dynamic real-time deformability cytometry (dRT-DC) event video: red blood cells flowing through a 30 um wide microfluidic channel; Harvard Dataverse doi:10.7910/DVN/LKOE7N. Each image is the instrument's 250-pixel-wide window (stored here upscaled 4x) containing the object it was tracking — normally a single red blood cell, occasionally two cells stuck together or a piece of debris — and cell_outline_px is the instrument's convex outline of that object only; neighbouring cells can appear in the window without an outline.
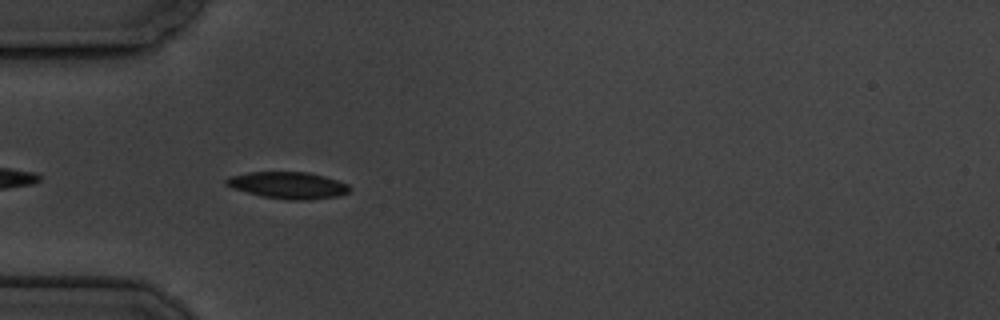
{"species": "common noctule bat (a hibernating species)", "species_latin": "Nyctalus noctula", "temperature_condition": "cold", "stored_images_in_passage": 7, "camera_frame_rate_fps": 3000, "um_per_image_px": 0.085, "animal": {"sex": "male", "body_mass_g": 19.5, "forearm_length_mm": 54.6}, "frame": {"image": 1, "passage_image": 5, "time_ms": 5.333, "image_size_px": [1000, 320], "cell_outline_px": [[352, 188], [348, 192], [340, 196], [308, 200], [288, 200], [264, 196], [232, 188], [224, 184], [224, 180], [232, 176], [248, 172], [308, 172], [324, 176], [348, 184]], "centroid_in_image_um": [24.51, 15.75], "position_along_channel_um": 60.5, "area_um2": 19.19}}
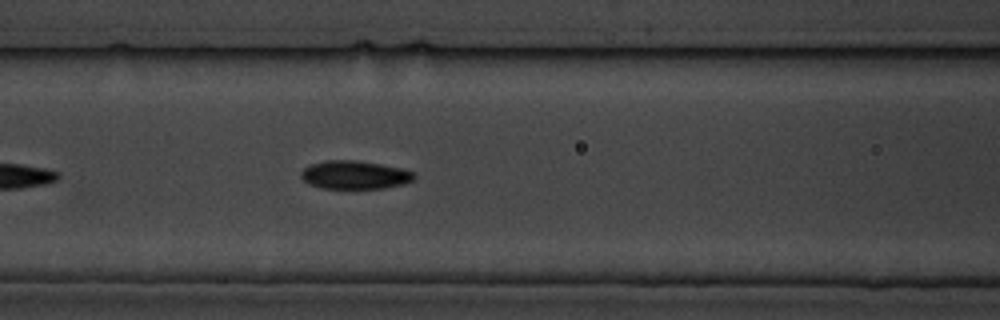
{"frame": {"image": 2, "passage_image": 7, "time_ms": 7.667, "image_size_px": [1000, 320], "cell_outline_px": [[416, 176], [412, 180], [404, 184], [384, 188], [324, 188], [308, 184], [300, 176], [300, 172], [304, 168], [312, 164], [328, 160], [356, 160], [380, 164], [400, 168], [412, 172]], "centroid_in_image_um": [30.13, 14.86], "position_along_channel_um": 136.5, "area_um2": 18.5}}